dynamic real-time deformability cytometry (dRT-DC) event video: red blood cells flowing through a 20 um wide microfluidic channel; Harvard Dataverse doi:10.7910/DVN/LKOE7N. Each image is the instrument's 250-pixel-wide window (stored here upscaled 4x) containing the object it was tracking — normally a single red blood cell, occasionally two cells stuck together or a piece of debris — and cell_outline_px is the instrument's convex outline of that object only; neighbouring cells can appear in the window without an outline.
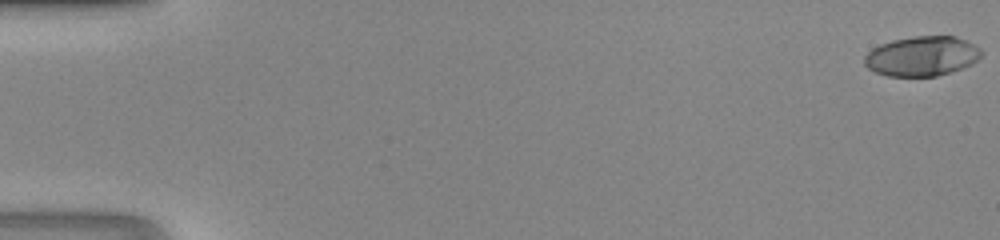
{"species": "human", "species_latin": "Homo sapiens", "temperature_condition": "room temperature", "stored_images_in_passage": 49, "camera_frame_rate_fps": 3000, "um_per_image_px": 0.085, "donor": {"sex": "male"}, "frame": {"image": 1, "passage_image": 1, "time_ms": 0.0, "image_size_px": [1000, 240], "cell_outline_px": [[984, 52], [972, 64], [936, 76], [888, 76], [876, 72], [868, 68], [864, 64], [864, 56], [872, 48], [880, 44], [892, 40], [912, 36], [956, 36], [980, 48]], "centroid_in_image_um": [78.34, 4.76], "position_along_channel_um": 6.7, "area_um2": 26.99}}
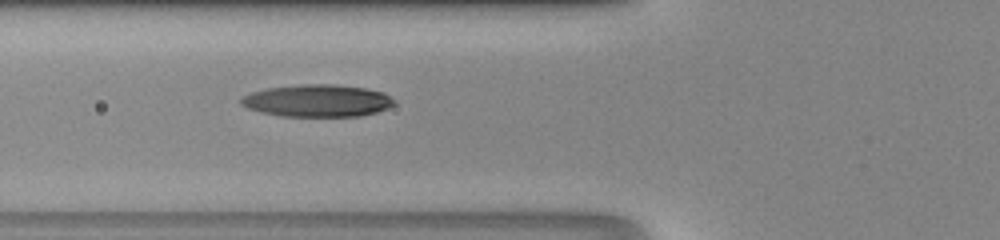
{"frame": {"image": 2, "passage_image": 20, "time_ms": 6.333, "image_size_px": [1000, 240], "cell_outline_px": [[396, 104], [388, 108], [376, 112], [360, 116], [280, 116], [248, 108], [240, 104], [240, 100], [244, 96], [252, 92], [268, 88], [300, 84], [336, 84], [364, 88], [384, 92], [396, 100]], "centroid_in_image_um": [27.03, 8.55], "position_along_channel_um": 98.8, "area_um2": 28.78}}
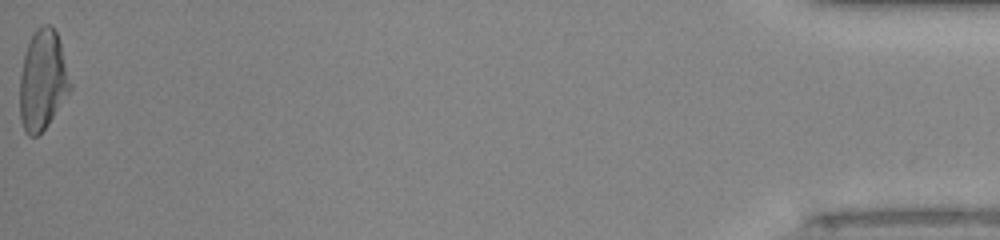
{"frame": {"image": 3, "passage_image": 49, "time_ms": 16.0, "image_size_px": [1000, 240], "cell_outline_px": [[72, 88], [48, 124], [36, 136], [28, 136], [24, 132], [20, 120], [20, 76], [24, 56], [28, 44], [36, 28], [44, 24], [48, 24], [56, 32], [60, 40], [72, 84]], "centroid_in_image_um": [3.63, 6.83], "position_along_channel_um": 431.6, "area_um2": 29.36}}